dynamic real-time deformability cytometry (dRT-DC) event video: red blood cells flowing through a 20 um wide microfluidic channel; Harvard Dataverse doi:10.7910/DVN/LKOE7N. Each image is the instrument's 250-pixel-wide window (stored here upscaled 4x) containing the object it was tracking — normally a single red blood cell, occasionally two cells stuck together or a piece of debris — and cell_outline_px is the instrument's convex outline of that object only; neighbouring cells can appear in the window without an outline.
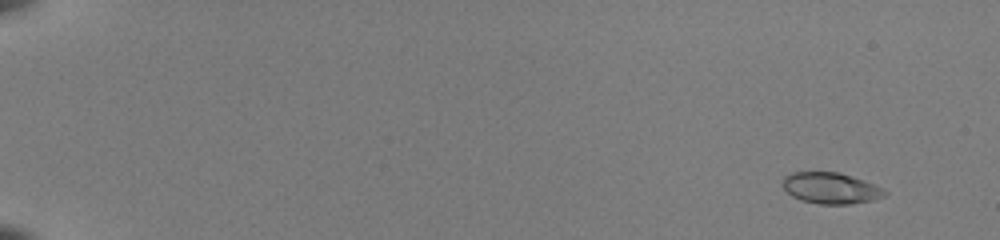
{"species": "common noctule bat (a hibernating species)", "species_latin": "Nyctalus noctula", "temperature_condition": "room temperature", "stored_images_in_passage": 54, "camera_frame_rate_fps": 3000, "um_per_image_px": 0.085, "animal": {"sex": "female", "body_mass_g": 22.0, "forearm_length_mm": 56.7}, "frame": {"image": 1, "passage_image": 5, "time_ms": 1.333, "image_size_px": [1000, 240], "cell_outline_px": [[888, 192], [884, 196], [872, 200], [848, 204], [820, 204], [800, 200], [792, 196], [784, 188], [784, 176], [792, 172], [840, 172], [864, 180], [884, 188]], "centroid_in_image_um": [70.64, 15.98], "position_along_channel_um": 14.4, "area_um2": 18.5}}
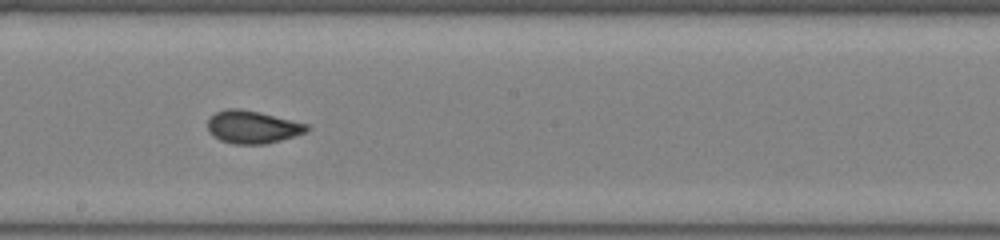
{"frame": {"image": 2, "passage_image": 34, "time_ms": 11.0, "image_size_px": [1000, 240], "cell_outline_px": [[312, 128], [308, 132], [280, 140], [264, 144], [232, 144], [220, 140], [208, 132], [208, 120], [216, 112], [224, 108], [240, 108], [260, 112], [308, 124]], "centroid_in_image_um": [21.47, 10.79], "position_along_channel_um": 226.7, "area_um2": 19.07}}
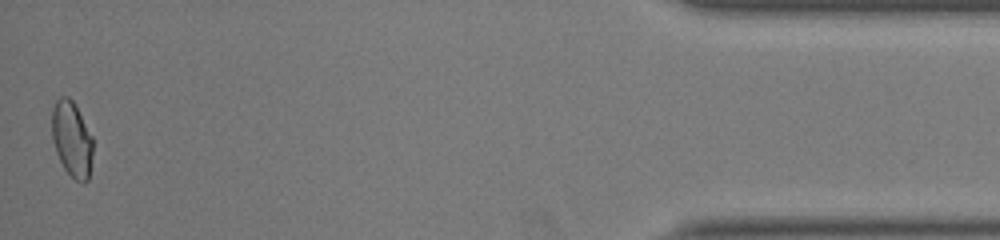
{"frame": {"image": 3, "passage_image": 54, "time_ms": 17.667, "image_size_px": [1000, 240], "cell_outline_px": [[92, 156], [88, 180], [84, 184], [76, 180], [64, 168], [56, 152], [52, 140], [52, 108], [56, 100], [60, 96], [68, 96], [72, 100], [92, 136]], "centroid_in_image_um": [6.09, 11.82], "position_along_channel_um": 429.1, "area_um2": 17.92}, "authors_computed_cell_mechanics": {"area_um2": 18.5538, "velocity_mm_per_s": 4.0218, "shape_relaxation_time_tau1_ms": 7.3897, "shape_relaxation_time_tau2_ms": 0.8068, "deformation_change_tau1": 0.1998, "deformation_change_tau2": 0.0473}}